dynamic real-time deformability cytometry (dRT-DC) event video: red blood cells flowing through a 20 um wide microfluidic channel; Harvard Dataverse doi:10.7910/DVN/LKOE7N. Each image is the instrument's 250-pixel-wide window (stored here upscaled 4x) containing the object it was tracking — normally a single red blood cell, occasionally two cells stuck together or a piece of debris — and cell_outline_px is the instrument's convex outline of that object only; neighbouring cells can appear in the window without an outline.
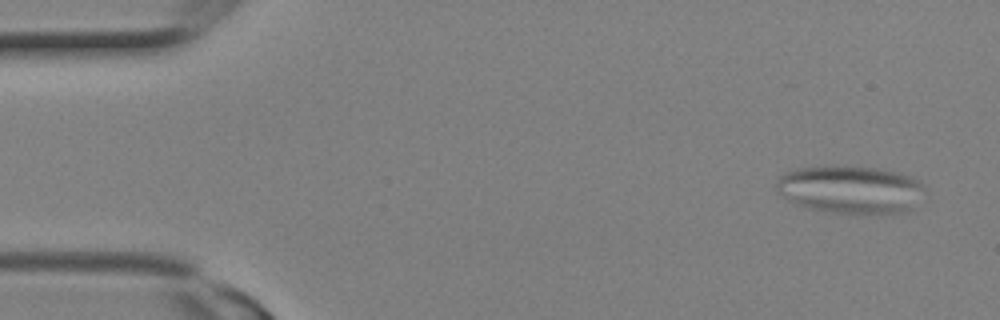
{"species": "Egyptian fruit bat (a non-hibernating species)", "species_latin": "Rousettus aegyptiacus", "temperature_condition": "room temperature", "stored_images_in_passage": 10, "camera_frame_rate_fps": 3000, "um_per_image_px": 0.085, "animal": {"sex": "female"}, "frame": {"image": 1, "passage_image": 2, "time_ms": 0.333, "image_size_px": [1000, 320], "cell_outline_px": [[924, 188], [912, 212], [828, 212], [804, 208], [788, 200], [776, 192], [776, 180], [784, 172], [792, 168], [824, 164], [880, 168], [896, 172], [908, 176], [924, 184]], "centroid_in_image_um": [72.2, 16.07], "position_along_channel_um": 12.8, "area_um2": 41.91}}
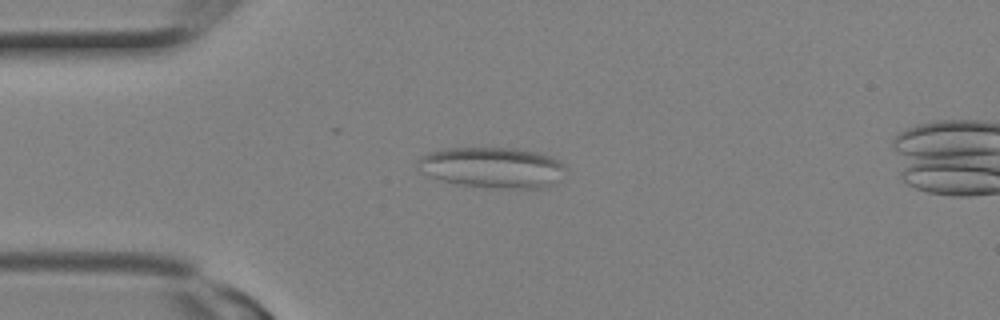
{"frame": {"image": 2, "passage_image": 7, "time_ms": 2.0, "image_size_px": [1000, 320], "cell_outline_px": [[568, 168], [556, 184], [548, 188], [504, 188], [456, 184], [420, 172], [416, 168], [416, 160], [420, 156], [428, 152], [448, 148], [516, 148], [540, 152], [560, 160]], "centroid_in_image_um": [41.9, 14.23], "position_along_channel_um": 43.1, "area_um2": 35.6}}